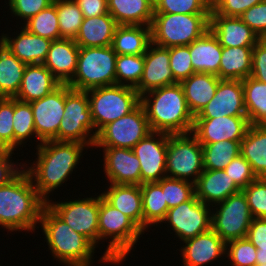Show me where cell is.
<instances>
[{"mask_svg":"<svg viewBox=\"0 0 266 266\" xmlns=\"http://www.w3.org/2000/svg\"><path fill=\"white\" fill-rule=\"evenodd\" d=\"M34 149L35 160H20L24 163V170L30 176L38 194L47 202L52 194L54 196L55 190L60 191V187L66 185L68 180L71 181L70 176L72 178L73 173L79 171L78 165L82 164L81 159L89 147L77 142L48 140Z\"/></svg>","mask_w":266,"mask_h":266,"instance_id":"1","label":"cell"},{"mask_svg":"<svg viewBox=\"0 0 266 266\" xmlns=\"http://www.w3.org/2000/svg\"><path fill=\"white\" fill-rule=\"evenodd\" d=\"M45 205L46 201L23 169L8 184L0 186V229L4 228L8 234L22 231L25 236L26 233L33 234Z\"/></svg>","mask_w":266,"mask_h":266,"instance_id":"2","label":"cell"},{"mask_svg":"<svg viewBox=\"0 0 266 266\" xmlns=\"http://www.w3.org/2000/svg\"><path fill=\"white\" fill-rule=\"evenodd\" d=\"M151 131L167 134L190 133L194 116L180 83L149 91L141 96Z\"/></svg>","mask_w":266,"mask_h":266,"instance_id":"3","label":"cell"},{"mask_svg":"<svg viewBox=\"0 0 266 266\" xmlns=\"http://www.w3.org/2000/svg\"><path fill=\"white\" fill-rule=\"evenodd\" d=\"M41 235L53 260L65 266H95L96 247L83 235L71 229L47 205L42 209ZM94 257V258H93Z\"/></svg>","mask_w":266,"mask_h":266,"instance_id":"4","label":"cell"},{"mask_svg":"<svg viewBox=\"0 0 266 266\" xmlns=\"http://www.w3.org/2000/svg\"><path fill=\"white\" fill-rule=\"evenodd\" d=\"M143 235L144 232L129 217L110 205L100 193L98 245L108 243L97 259L99 264L121 265L140 244Z\"/></svg>","mask_w":266,"mask_h":266,"instance_id":"5","label":"cell"},{"mask_svg":"<svg viewBox=\"0 0 266 266\" xmlns=\"http://www.w3.org/2000/svg\"><path fill=\"white\" fill-rule=\"evenodd\" d=\"M210 14L154 13L151 43L171 48L189 45L209 29Z\"/></svg>","mask_w":266,"mask_h":266,"instance_id":"6","label":"cell"},{"mask_svg":"<svg viewBox=\"0 0 266 266\" xmlns=\"http://www.w3.org/2000/svg\"><path fill=\"white\" fill-rule=\"evenodd\" d=\"M116 59L111 46L79 47L76 72L67 84L79 91L115 85Z\"/></svg>","mask_w":266,"mask_h":266,"instance_id":"7","label":"cell"},{"mask_svg":"<svg viewBox=\"0 0 266 266\" xmlns=\"http://www.w3.org/2000/svg\"><path fill=\"white\" fill-rule=\"evenodd\" d=\"M87 95L96 136L105 125L129 114L141 103L135 88L118 84L87 90Z\"/></svg>","mask_w":266,"mask_h":266,"instance_id":"8","label":"cell"},{"mask_svg":"<svg viewBox=\"0 0 266 266\" xmlns=\"http://www.w3.org/2000/svg\"><path fill=\"white\" fill-rule=\"evenodd\" d=\"M95 139L96 129L87 91L74 90L65 84V107L58 129V141L86 144L93 149Z\"/></svg>","mask_w":266,"mask_h":266,"instance_id":"9","label":"cell"},{"mask_svg":"<svg viewBox=\"0 0 266 266\" xmlns=\"http://www.w3.org/2000/svg\"><path fill=\"white\" fill-rule=\"evenodd\" d=\"M84 198L78 197L75 200L65 199L60 201L56 199L46 202V205L68 226L77 233L85 236L96 248H98V221L100 193ZM69 200V201H68Z\"/></svg>","mask_w":266,"mask_h":266,"instance_id":"10","label":"cell"},{"mask_svg":"<svg viewBox=\"0 0 266 266\" xmlns=\"http://www.w3.org/2000/svg\"><path fill=\"white\" fill-rule=\"evenodd\" d=\"M203 171V150L197 138L191 132L168 134L167 177L195 184Z\"/></svg>","mask_w":266,"mask_h":266,"instance_id":"11","label":"cell"},{"mask_svg":"<svg viewBox=\"0 0 266 266\" xmlns=\"http://www.w3.org/2000/svg\"><path fill=\"white\" fill-rule=\"evenodd\" d=\"M211 223L212 206L199 201L194 195L190 200L168 209L166 218L161 225L162 227L167 225L168 234H172V236L174 234L175 236L172 238L183 242L209 231Z\"/></svg>","mask_w":266,"mask_h":266,"instance_id":"12","label":"cell"},{"mask_svg":"<svg viewBox=\"0 0 266 266\" xmlns=\"http://www.w3.org/2000/svg\"><path fill=\"white\" fill-rule=\"evenodd\" d=\"M253 216L242 191L212 206L211 229L225 242L246 238Z\"/></svg>","mask_w":266,"mask_h":266,"instance_id":"13","label":"cell"},{"mask_svg":"<svg viewBox=\"0 0 266 266\" xmlns=\"http://www.w3.org/2000/svg\"><path fill=\"white\" fill-rule=\"evenodd\" d=\"M151 131L147 115L140 103L129 114L105 125L97 134L94 147L132 149Z\"/></svg>","mask_w":266,"mask_h":266,"instance_id":"14","label":"cell"},{"mask_svg":"<svg viewBox=\"0 0 266 266\" xmlns=\"http://www.w3.org/2000/svg\"><path fill=\"white\" fill-rule=\"evenodd\" d=\"M167 145V133L152 131L132 148L140 162L141 185L167 176Z\"/></svg>","mask_w":266,"mask_h":266,"instance_id":"15","label":"cell"},{"mask_svg":"<svg viewBox=\"0 0 266 266\" xmlns=\"http://www.w3.org/2000/svg\"><path fill=\"white\" fill-rule=\"evenodd\" d=\"M33 110L34 127L42 141H58V129L65 107V84H61L45 97L30 102Z\"/></svg>","mask_w":266,"mask_h":266,"instance_id":"16","label":"cell"},{"mask_svg":"<svg viewBox=\"0 0 266 266\" xmlns=\"http://www.w3.org/2000/svg\"><path fill=\"white\" fill-rule=\"evenodd\" d=\"M103 152V176L108 184L141 185L140 162L132 149L96 147ZM101 149V150H100Z\"/></svg>","mask_w":266,"mask_h":266,"instance_id":"17","label":"cell"},{"mask_svg":"<svg viewBox=\"0 0 266 266\" xmlns=\"http://www.w3.org/2000/svg\"><path fill=\"white\" fill-rule=\"evenodd\" d=\"M249 125L247 116L194 118L191 133L201 144H210L221 140L242 141Z\"/></svg>","mask_w":266,"mask_h":266,"instance_id":"18","label":"cell"},{"mask_svg":"<svg viewBox=\"0 0 266 266\" xmlns=\"http://www.w3.org/2000/svg\"><path fill=\"white\" fill-rule=\"evenodd\" d=\"M180 245L182 246L177 250L181 253L182 266L217 265L216 262L220 265L226 261V243L212 229L187 239L182 244L180 242Z\"/></svg>","mask_w":266,"mask_h":266,"instance_id":"19","label":"cell"},{"mask_svg":"<svg viewBox=\"0 0 266 266\" xmlns=\"http://www.w3.org/2000/svg\"><path fill=\"white\" fill-rule=\"evenodd\" d=\"M247 116L242 80H220L214 97L194 118Z\"/></svg>","mask_w":266,"mask_h":266,"instance_id":"20","label":"cell"},{"mask_svg":"<svg viewBox=\"0 0 266 266\" xmlns=\"http://www.w3.org/2000/svg\"><path fill=\"white\" fill-rule=\"evenodd\" d=\"M170 48L150 44L144 53L142 78L135 88L141 97L145 93L163 86L177 83L169 66Z\"/></svg>","mask_w":266,"mask_h":266,"instance_id":"21","label":"cell"},{"mask_svg":"<svg viewBox=\"0 0 266 266\" xmlns=\"http://www.w3.org/2000/svg\"><path fill=\"white\" fill-rule=\"evenodd\" d=\"M19 29V30H18ZM15 33H1L0 43L26 65L43 64L46 60L52 40L35 35L23 26ZM14 35V36H13Z\"/></svg>","mask_w":266,"mask_h":266,"instance_id":"22","label":"cell"},{"mask_svg":"<svg viewBox=\"0 0 266 266\" xmlns=\"http://www.w3.org/2000/svg\"><path fill=\"white\" fill-rule=\"evenodd\" d=\"M209 29L222 47L255 46L259 36L239 17L210 14Z\"/></svg>","mask_w":266,"mask_h":266,"instance_id":"23","label":"cell"},{"mask_svg":"<svg viewBox=\"0 0 266 266\" xmlns=\"http://www.w3.org/2000/svg\"><path fill=\"white\" fill-rule=\"evenodd\" d=\"M105 187L102 188V197L143 231L141 185L108 184Z\"/></svg>","mask_w":266,"mask_h":266,"instance_id":"24","label":"cell"},{"mask_svg":"<svg viewBox=\"0 0 266 266\" xmlns=\"http://www.w3.org/2000/svg\"><path fill=\"white\" fill-rule=\"evenodd\" d=\"M241 189L223 170H207L200 174L195 183V195L204 204L213 206L224 201Z\"/></svg>","mask_w":266,"mask_h":266,"instance_id":"25","label":"cell"},{"mask_svg":"<svg viewBox=\"0 0 266 266\" xmlns=\"http://www.w3.org/2000/svg\"><path fill=\"white\" fill-rule=\"evenodd\" d=\"M79 46L74 39L53 40L43 65L62 83L67 84L77 68Z\"/></svg>","mask_w":266,"mask_h":266,"instance_id":"26","label":"cell"},{"mask_svg":"<svg viewBox=\"0 0 266 266\" xmlns=\"http://www.w3.org/2000/svg\"><path fill=\"white\" fill-rule=\"evenodd\" d=\"M61 84L43 64L26 65L21 87L15 99L30 103L50 94Z\"/></svg>","mask_w":266,"mask_h":266,"instance_id":"27","label":"cell"},{"mask_svg":"<svg viewBox=\"0 0 266 266\" xmlns=\"http://www.w3.org/2000/svg\"><path fill=\"white\" fill-rule=\"evenodd\" d=\"M188 46L194 72L209 73L219 77L222 46L212 31L208 29Z\"/></svg>","mask_w":266,"mask_h":266,"instance_id":"28","label":"cell"},{"mask_svg":"<svg viewBox=\"0 0 266 266\" xmlns=\"http://www.w3.org/2000/svg\"><path fill=\"white\" fill-rule=\"evenodd\" d=\"M220 80L217 75L198 72L180 82L187 106L194 117L214 97Z\"/></svg>","mask_w":266,"mask_h":266,"instance_id":"29","label":"cell"},{"mask_svg":"<svg viewBox=\"0 0 266 266\" xmlns=\"http://www.w3.org/2000/svg\"><path fill=\"white\" fill-rule=\"evenodd\" d=\"M117 26V22L109 13L84 18L74 41L79 47L111 46Z\"/></svg>","mask_w":266,"mask_h":266,"instance_id":"30","label":"cell"},{"mask_svg":"<svg viewBox=\"0 0 266 266\" xmlns=\"http://www.w3.org/2000/svg\"><path fill=\"white\" fill-rule=\"evenodd\" d=\"M108 12L118 25L150 26L154 0H107Z\"/></svg>","mask_w":266,"mask_h":266,"instance_id":"31","label":"cell"},{"mask_svg":"<svg viewBox=\"0 0 266 266\" xmlns=\"http://www.w3.org/2000/svg\"><path fill=\"white\" fill-rule=\"evenodd\" d=\"M151 44V28L145 25H118L111 47L117 55H141Z\"/></svg>","mask_w":266,"mask_h":266,"instance_id":"32","label":"cell"},{"mask_svg":"<svg viewBox=\"0 0 266 266\" xmlns=\"http://www.w3.org/2000/svg\"><path fill=\"white\" fill-rule=\"evenodd\" d=\"M240 154L250 163L257 178H266V125H249Z\"/></svg>","mask_w":266,"mask_h":266,"instance_id":"33","label":"cell"},{"mask_svg":"<svg viewBox=\"0 0 266 266\" xmlns=\"http://www.w3.org/2000/svg\"><path fill=\"white\" fill-rule=\"evenodd\" d=\"M253 47H222L219 78L221 80H243L249 77L252 71Z\"/></svg>","mask_w":266,"mask_h":266,"instance_id":"34","label":"cell"},{"mask_svg":"<svg viewBox=\"0 0 266 266\" xmlns=\"http://www.w3.org/2000/svg\"><path fill=\"white\" fill-rule=\"evenodd\" d=\"M141 194L143 205V232L152 231L151 227H158V229L160 227L161 229V223L165 220L169 209L161 186L157 182L143 183L141 185Z\"/></svg>","mask_w":266,"mask_h":266,"instance_id":"35","label":"cell"},{"mask_svg":"<svg viewBox=\"0 0 266 266\" xmlns=\"http://www.w3.org/2000/svg\"><path fill=\"white\" fill-rule=\"evenodd\" d=\"M26 64L0 43V98H15Z\"/></svg>","mask_w":266,"mask_h":266,"instance_id":"36","label":"cell"},{"mask_svg":"<svg viewBox=\"0 0 266 266\" xmlns=\"http://www.w3.org/2000/svg\"><path fill=\"white\" fill-rule=\"evenodd\" d=\"M242 84L249 124L266 125V83L249 76Z\"/></svg>","mask_w":266,"mask_h":266,"instance_id":"37","label":"cell"},{"mask_svg":"<svg viewBox=\"0 0 266 266\" xmlns=\"http://www.w3.org/2000/svg\"><path fill=\"white\" fill-rule=\"evenodd\" d=\"M13 130L14 151L18 152L21 147L28 145L27 142L30 143L34 139H36L34 148L42 143L35 132L33 110L29 102L19 101L14 98Z\"/></svg>","mask_w":266,"mask_h":266,"instance_id":"38","label":"cell"},{"mask_svg":"<svg viewBox=\"0 0 266 266\" xmlns=\"http://www.w3.org/2000/svg\"><path fill=\"white\" fill-rule=\"evenodd\" d=\"M201 145L204 169L223 170L240 154L241 141L221 140L219 142Z\"/></svg>","mask_w":266,"mask_h":266,"instance_id":"39","label":"cell"},{"mask_svg":"<svg viewBox=\"0 0 266 266\" xmlns=\"http://www.w3.org/2000/svg\"><path fill=\"white\" fill-rule=\"evenodd\" d=\"M29 32L49 40L61 39L56 11V0L22 25Z\"/></svg>","mask_w":266,"mask_h":266,"instance_id":"40","label":"cell"},{"mask_svg":"<svg viewBox=\"0 0 266 266\" xmlns=\"http://www.w3.org/2000/svg\"><path fill=\"white\" fill-rule=\"evenodd\" d=\"M61 39H75L84 16L74 0H56Z\"/></svg>","mask_w":266,"mask_h":266,"instance_id":"41","label":"cell"},{"mask_svg":"<svg viewBox=\"0 0 266 266\" xmlns=\"http://www.w3.org/2000/svg\"><path fill=\"white\" fill-rule=\"evenodd\" d=\"M144 54L117 55L116 84L136 88L142 78Z\"/></svg>","mask_w":266,"mask_h":266,"instance_id":"42","label":"cell"},{"mask_svg":"<svg viewBox=\"0 0 266 266\" xmlns=\"http://www.w3.org/2000/svg\"><path fill=\"white\" fill-rule=\"evenodd\" d=\"M211 0H154V13L210 14Z\"/></svg>","mask_w":266,"mask_h":266,"instance_id":"43","label":"cell"},{"mask_svg":"<svg viewBox=\"0 0 266 266\" xmlns=\"http://www.w3.org/2000/svg\"><path fill=\"white\" fill-rule=\"evenodd\" d=\"M157 183L162 188L169 209L190 200L195 195V184L190 181L166 176Z\"/></svg>","mask_w":266,"mask_h":266,"instance_id":"44","label":"cell"},{"mask_svg":"<svg viewBox=\"0 0 266 266\" xmlns=\"http://www.w3.org/2000/svg\"><path fill=\"white\" fill-rule=\"evenodd\" d=\"M256 252L257 248L246 238L231 240L226 243L225 263L228 266H253L256 264Z\"/></svg>","mask_w":266,"mask_h":266,"instance_id":"45","label":"cell"},{"mask_svg":"<svg viewBox=\"0 0 266 266\" xmlns=\"http://www.w3.org/2000/svg\"><path fill=\"white\" fill-rule=\"evenodd\" d=\"M5 6L9 7L10 17H15L17 25H23L34 15H37L41 10L48 8L53 4L54 0H4ZM10 10V11H9ZM21 20V21H20ZM22 22V23H21Z\"/></svg>","mask_w":266,"mask_h":266,"instance_id":"46","label":"cell"},{"mask_svg":"<svg viewBox=\"0 0 266 266\" xmlns=\"http://www.w3.org/2000/svg\"><path fill=\"white\" fill-rule=\"evenodd\" d=\"M253 218H266V178H257L241 190Z\"/></svg>","mask_w":266,"mask_h":266,"instance_id":"47","label":"cell"},{"mask_svg":"<svg viewBox=\"0 0 266 266\" xmlns=\"http://www.w3.org/2000/svg\"><path fill=\"white\" fill-rule=\"evenodd\" d=\"M169 66L172 70L174 80L177 83H180L195 73L188 45L170 48Z\"/></svg>","mask_w":266,"mask_h":266,"instance_id":"48","label":"cell"},{"mask_svg":"<svg viewBox=\"0 0 266 266\" xmlns=\"http://www.w3.org/2000/svg\"><path fill=\"white\" fill-rule=\"evenodd\" d=\"M14 98H0V142L8 151H14Z\"/></svg>","mask_w":266,"mask_h":266,"instance_id":"49","label":"cell"},{"mask_svg":"<svg viewBox=\"0 0 266 266\" xmlns=\"http://www.w3.org/2000/svg\"><path fill=\"white\" fill-rule=\"evenodd\" d=\"M224 171L242 190L248 184L255 181L257 176L253 173L250 163L239 154L225 168Z\"/></svg>","mask_w":266,"mask_h":266,"instance_id":"50","label":"cell"},{"mask_svg":"<svg viewBox=\"0 0 266 266\" xmlns=\"http://www.w3.org/2000/svg\"><path fill=\"white\" fill-rule=\"evenodd\" d=\"M262 1L263 0H211L210 14L239 17L250 7Z\"/></svg>","mask_w":266,"mask_h":266,"instance_id":"51","label":"cell"},{"mask_svg":"<svg viewBox=\"0 0 266 266\" xmlns=\"http://www.w3.org/2000/svg\"><path fill=\"white\" fill-rule=\"evenodd\" d=\"M239 18L246 23L260 39L266 38V0L253 5Z\"/></svg>","mask_w":266,"mask_h":266,"instance_id":"52","label":"cell"},{"mask_svg":"<svg viewBox=\"0 0 266 266\" xmlns=\"http://www.w3.org/2000/svg\"><path fill=\"white\" fill-rule=\"evenodd\" d=\"M20 153H14V151H8L6 154L0 157V186L8 184L14 179L23 169L24 163L16 161L13 155ZM15 160V161H14Z\"/></svg>","mask_w":266,"mask_h":266,"instance_id":"53","label":"cell"},{"mask_svg":"<svg viewBox=\"0 0 266 266\" xmlns=\"http://www.w3.org/2000/svg\"><path fill=\"white\" fill-rule=\"evenodd\" d=\"M251 77L266 83V38L260 39L253 47Z\"/></svg>","mask_w":266,"mask_h":266,"instance_id":"54","label":"cell"},{"mask_svg":"<svg viewBox=\"0 0 266 266\" xmlns=\"http://www.w3.org/2000/svg\"><path fill=\"white\" fill-rule=\"evenodd\" d=\"M246 239H248L257 250H266V218H253Z\"/></svg>","mask_w":266,"mask_h":266,"instance_id":"55","label":"cell"},{"mask_svg":"<svg viewBox=\"0 0 266 266\" xmlns=\"http://www.w3.org/2000/svg\"><path fill=\"white\" fill-rule=\"evenodd\" d=\"M79 6L84 18L108 14L107 0H74Z\"/></svg>","mask_w":266,"mask_h":266,"instance_id":"56","label":"cell"},{"mask_svg":"<svg viewBox=\"0 0 266 266\" xmlns=\"http://www.w3.org/2000/svg\"><path fill=\"white\" fill-rule=\"evenodd\" d=\"M256 264H266V250H257Z\"/></svg>","mask_w":266,"mask_h":266,"instance_id":"57","label":"cell"},{"mask_svg":"<svg viewBox=\"0 0 266 266\" xmlns=\"http://www.w3.org/2000/svg\"><path fill=\"white\" fill-rule=\"evenodd\" d=\"M7 152H8V150L0 142V157L3 156L4 154H6Z\"/></svg>","mask_w":266,"mask_h":266,"instance_id":"58","label":"cell"},{"mask_svg":"<svg viewBox=\"0 0 266 266\" xmlns=\"http://www.w3.org/2000/svg\"><path fill=\"white\" fill-rule=\"evenodd\" d=\"M253 266H266V264H262V265H259V264H255Z\"/></svg>","mask_w":266,"mask_h":266,"instance_id":"59","label":"cell"}]
</instances>
